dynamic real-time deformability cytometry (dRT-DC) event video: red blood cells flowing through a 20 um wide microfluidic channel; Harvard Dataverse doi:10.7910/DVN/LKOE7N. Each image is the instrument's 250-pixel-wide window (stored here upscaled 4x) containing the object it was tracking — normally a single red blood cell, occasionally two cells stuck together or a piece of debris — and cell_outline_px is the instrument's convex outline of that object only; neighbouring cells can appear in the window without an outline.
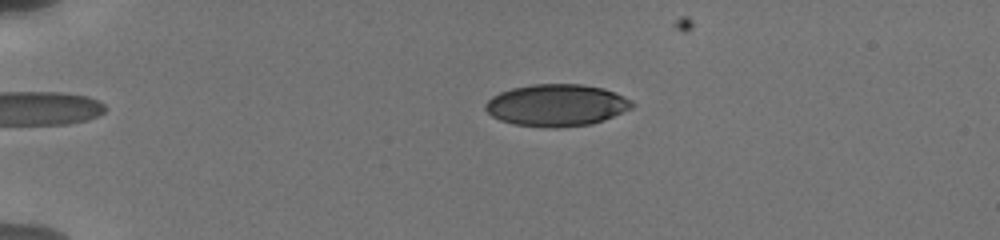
{"species": "human", "species_latin": "Homo sapiens", "temperature_condition": "cold", "stored_images_in_passage": 15, "camera_frame_rate_fps": 3000, "um_per_image_px": 0.085, "donor": {"sex": "male"}, "frame": {"image": 1, "passage_image": 6, "time_ms": 3.333, "image_size_px": [1000, 240], "cell_outline_px": [[636, 104], [632, 108], [604, 120], [592, 124], [560, 128], [548, 128], [512, 124], [500, 120], [492, 116], [484, 108], [484, 104], [492, 96], [500, 92], [512, 88], [532, 84], [580, 84], [604, 88], [624, 96], [632, 100]], "centroid_in_image_um": [47.31, 8.95], "position_along_channel_um": 37.7, "area_um2": 36.18}}
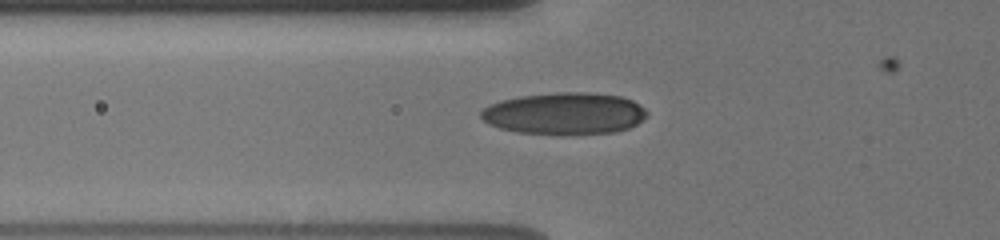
{"frame": {"image": 2, "passage_image": 10, "time_ms": 6.0, "image_size_px": [1000, 240], "cell_outline_px": [[648, 116], [636, 124], [628, 128], [616, 132], [560, 136], [516, 132], [500, 128], [488, 124], [480, 116], [480, 112], [484, 108], [500, 100], [520, 96], [556, 92], [588, 92], [620, 96], [632, 100], [640, 104], [648, 112]], "centroid_in_image_um": [48.0, 9.67], "position_along_channel_um": 77.8, "area_um2": 41.21}}
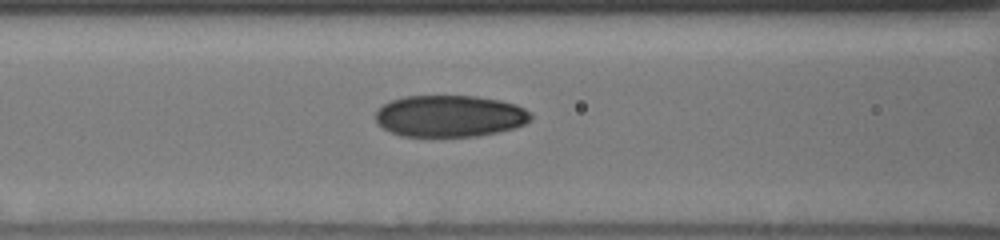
{"frame": {"image": 3, "passage_image": 12, "time_ms": 7.333, "image_size_px": [1000, 240], "cell_outline_px": [[532, 120], [524, 124], [512, 128], [496, 132], [476, 136], [400, 136], [376, 124], [376, 112], [384, 104], [392, 100], [404, 96], [476, 96], [500, 100], [516, 104], [524, 108], [532, 116]], "centroid_in_image_um": [38.22, 9.86], "position_along_channel_um": 128.4, "area_um2": 37.63}}